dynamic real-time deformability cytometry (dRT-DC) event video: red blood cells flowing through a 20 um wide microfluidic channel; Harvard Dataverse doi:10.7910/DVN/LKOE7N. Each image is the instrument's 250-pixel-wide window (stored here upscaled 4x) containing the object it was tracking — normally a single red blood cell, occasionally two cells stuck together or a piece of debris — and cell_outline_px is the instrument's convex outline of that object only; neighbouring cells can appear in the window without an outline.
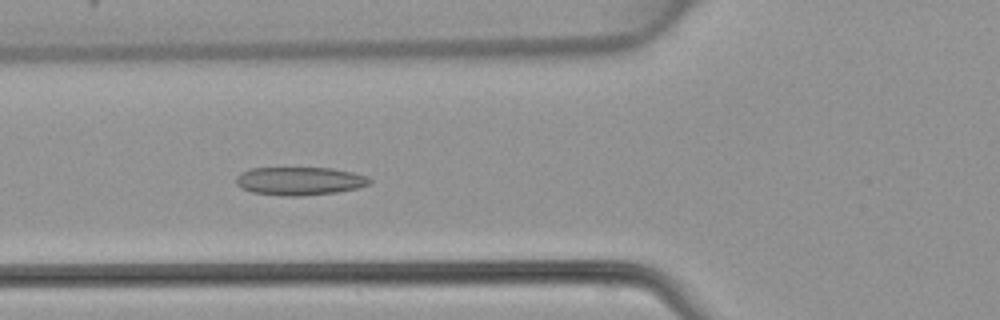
{"species": "common noctule bat (a hibernating species)", "species_latin": "Nyctalus noctula", "temperature_condition": "warm", "stored_images_in_passage": 48, "camera_frame_rate_fps": 3000, "um_per_image_px": 0.085, "animal": {"sex": "female", "body_mass_g": 22.7, "forearm_length_mm": 54.2}, "frame": {"image": 1, "passage_image": 18, "time_ms": 5.667, "image_size_px": [1000, 320], "cell_outline_px": [[372, 180], [368, 184], [360, 188], [336, 192], [304, 196], [284, 196], [252, 192], [240, 188], [236, 184], [236, 176], [240, 172], [248, 168], [332, 168], [352, 172], [368, 176]], "centroid_in_image_um": [25.45, 15.39], "position_along_channel_um": 100.3, "area_um2": 22.2}}
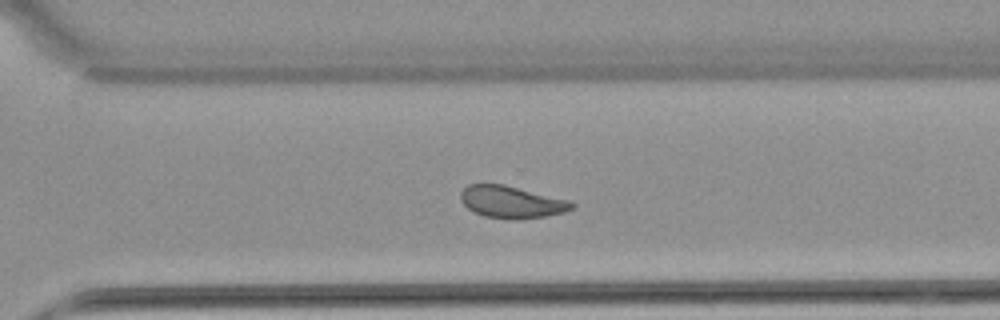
{"frame": {"image": 2, "passage_image": 34, "time_ms": 11.0, "image_size_px": [1000, 320], "cell_outline_px": [[576, 208], [564, 212], [544, 216], [484, 216], [468, 208], [460, 200], [460, 192], [468, 184], [504, 184], [568, 200], [576, 204]], "centroid_in_image_um": [43.47, 17.11], "position_along_channel_um": 327.1, "area_um2": 19.88}}
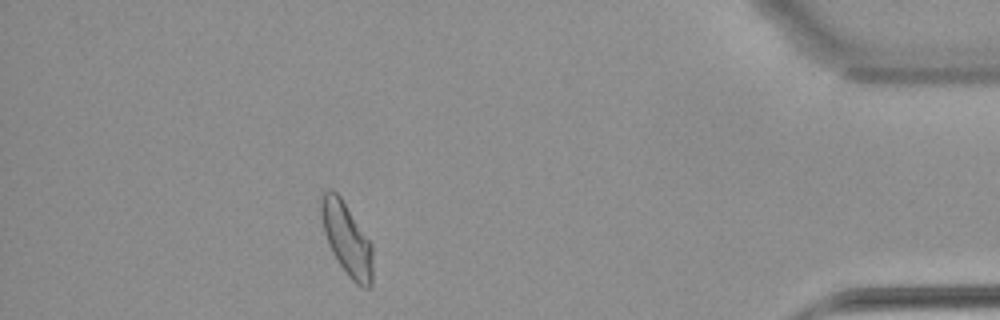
{"frame": {"image": 3, "passage_image": 43, "time_ms": 14.0, "image_size_px": [1000, 320], "cell_outline_px": [[372, 288], [360, 288], [348, 276], [332, 252], [328, 244], [324, 232], [320, 212], [320, 204], [324, 192], [328, 188], [332, 188], [340, 196], [372, 244]], "centroid_in_image_um": [29.48, 20.33], "position_along_channel_um": 405.7, "area_um2": 21.79}}